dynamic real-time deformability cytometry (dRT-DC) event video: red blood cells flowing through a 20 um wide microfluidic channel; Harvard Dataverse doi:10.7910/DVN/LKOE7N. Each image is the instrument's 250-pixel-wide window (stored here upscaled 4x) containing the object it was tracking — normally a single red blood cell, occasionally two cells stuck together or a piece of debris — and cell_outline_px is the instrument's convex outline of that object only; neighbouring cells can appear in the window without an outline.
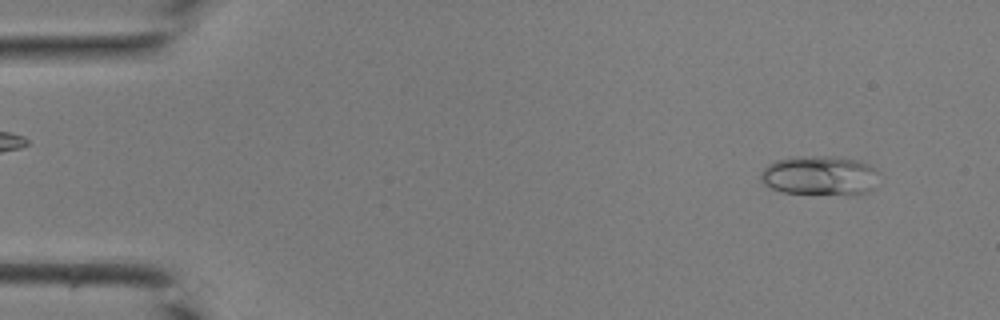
{"species": "common noctule bat (a hibernating species)", "species_latin": "Nyctalus noctula", "temperature_condition": "room temperature", "stored_images_in_passage": 40, "camera_frame_rate_fps": 3000, "um_per_image_px": 0.085, "animal": {"sex": "male", "body_mass_g": 19.0, "forearm_length_mm": 50.8}, "frame": {"image": 1, "passage_image": 2, "time_ms": 0.333, "image_size_px": [1000, 320], "cell_outline_px": [[880, 172], [876, 188], [868, 192], [848, 196], [780, 192], [764, 184], [760, 180], [760, 172], [768, 164], [776, 160], [796, 156], [836, 156], [856, 160], [868, 164], [876, 168]], "centroid_in_image_um": [69.73, 14.94], "position_along_channel_um": 15.3, "area_um2": 28.15}}
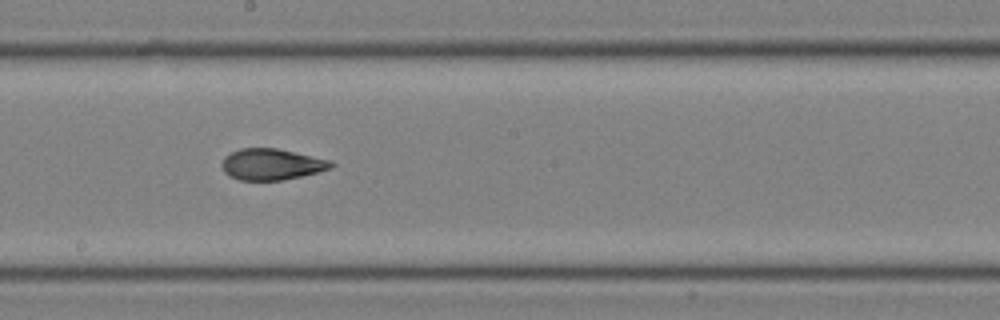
{"frame": {"image": 2, "passage_image": 22, "time_ms": 7.0, "image_size_px": [1000, 320], "cell_outline_px": [[336, 164], [332, 168], [300, 176], [280, 180], [240, 180], [228, 176], [224, 172], [220, 164], [224, 156], [240, 148], [276, 148], [328, 160]], "centroid_in_image_um": [23.02, 13.97], "position_along_channel_um": 225.2, "area_um2": 19.71}}
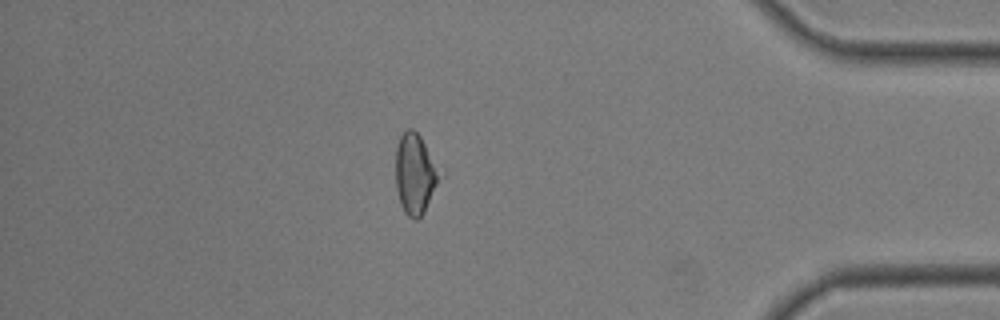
{"frame": {"image": 3, "passage_image": 35, "time_ms": 11.333, "image_size_px": [1000, 320], "cell_outline_px": [[436, 184], [424, 212], [416, 220], [408, 216], [404, 212], [400, 204], [396, 188], [396, 148], [400, 136], [408, 128], [412, 128], [420, 136], [424, 144], [436, 176]], "centroid_in_image_um": [35.16, 14.81], "position_along_channel_um": 400.0, "area_um2": 19.13}}